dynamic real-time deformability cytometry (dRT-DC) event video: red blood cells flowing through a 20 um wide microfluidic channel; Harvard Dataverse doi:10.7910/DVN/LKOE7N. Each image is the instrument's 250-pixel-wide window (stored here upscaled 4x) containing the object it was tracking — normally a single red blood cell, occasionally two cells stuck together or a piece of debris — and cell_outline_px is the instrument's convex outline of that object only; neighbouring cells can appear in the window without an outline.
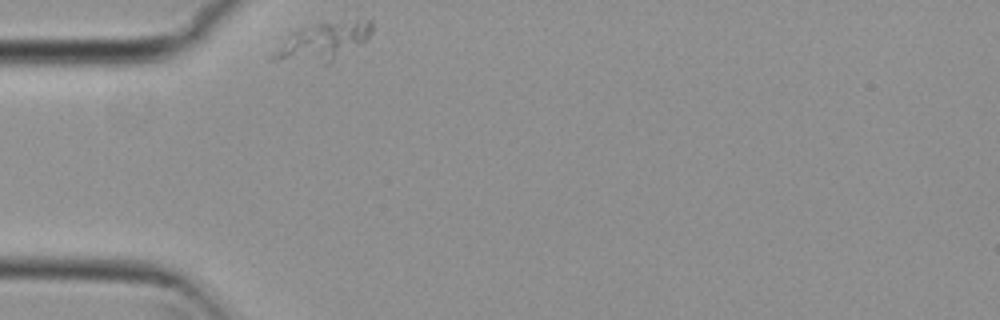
{"species": "common noctule bat (a hibernating species)", "species_latin": "Nyctalus noctula", "temperature_condition": "cold", "stored_images_in_passage": 1, "camera_frame_rate_fps": 3000, "um_per_image_px": 0.085, "animal": {"sex": "female", "body_mass_g": 29.2, "forearm_length_mm": 56.3}, "frame": {"image": 1, "passage_image": 1, "time_ms": 0.0, "image_size_px": [1000, 320], "cell_outline_px": [[372, 32], [368, 40], [328, 64], [324, 64], [268, 60], [288, 36], [292, 32], [316, 24], [368, 20], [372, 20]], "centroid_in_image_um": [27.47, 3.58], "position_along_channel_um": 57.5, "area_um2": 21.39}}